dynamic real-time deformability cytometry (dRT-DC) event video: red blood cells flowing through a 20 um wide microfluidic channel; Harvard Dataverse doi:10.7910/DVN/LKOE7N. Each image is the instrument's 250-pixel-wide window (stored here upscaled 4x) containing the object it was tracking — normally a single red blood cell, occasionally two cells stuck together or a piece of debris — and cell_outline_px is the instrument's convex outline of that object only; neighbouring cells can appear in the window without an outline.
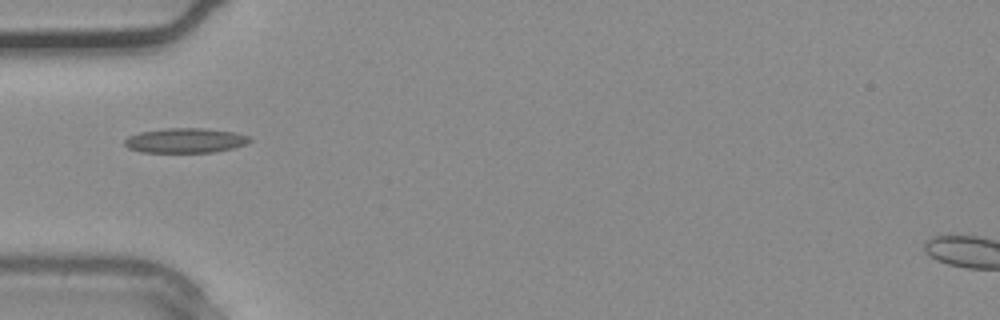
{"species": "common noctule bat (a hibernating species)", "species_latin": "Nyctalus noctula", "temperature_condition": "warm", "stored_images_in_passage": 3, "camera_frame_rate_fps": 3000, "um_per_image_px": 0.085, "animal": {"sex": "male", "body_mass_g": 20.4}, "frame": {"image": 1, "passage_image": 3, "time_ms": 0.667, "image_size_px": [1000, 320], "cell_outline_px": [[252, 140], [248, 144], [232, 148], [212, 152], [140, 152], [128, 148], [124, 144], [124, 140], [128, 136], [140, 132], [168, 128], [204, 128], [232, 132], [248, 136]], "centroid_in_image_um": [15.74, 11.94], "position_along_channel_um": 69.3, "area_um2": 17.98}}